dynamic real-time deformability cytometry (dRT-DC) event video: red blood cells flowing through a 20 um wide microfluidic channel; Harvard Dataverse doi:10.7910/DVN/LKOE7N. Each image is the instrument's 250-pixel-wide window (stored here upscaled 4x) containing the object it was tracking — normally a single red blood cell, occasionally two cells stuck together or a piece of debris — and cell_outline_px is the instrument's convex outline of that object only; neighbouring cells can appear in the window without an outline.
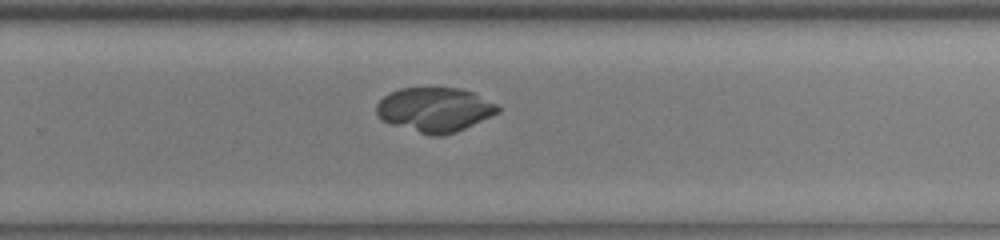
{"species": "common noctule bat (a hibernating species)", "species_latin": "Nyctalus noctula", "temperature_condition": "cold", "stored_images_in_passage": 49, "camera_frame_rate_fps": 3000, "um_per_image_px": 0.085, "animal": {"sex": "male", "body_mass_g": 13.0, "forearm_length_mm": 53.1}, "frame": {"image": 1, "passage_image": 32, "time_ms": 10.333, "image_size_px": [1000, 240], "cell_outline_px": [[500, 112], [456, 132], [444, 136], [432, 136], [392, 124], [380, 120], [376, 116], [376, 104], [388, 92], [400, 88], [460, 88], [472, 92], [500, 104]], "centroid_in_image_um": [36.95, 9.32], "position_along_channel_um": 292.8, "area_um2": 31.67}}
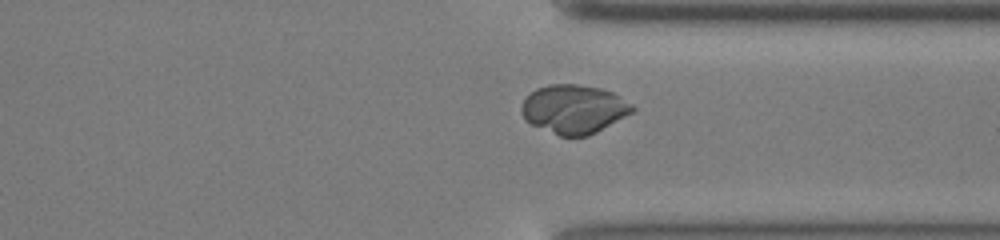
{"frame": {"image": 2, "passage_image": 37, "time_ms": 12.0, "image_size_px": [1000, 240], "cell_outline_px": [[636, 108], [632, 112], [596, 132], [588, 136], [560, 136], [532, 124], [524, 120], [520, 112], [520, 108], [524, 100], [536, 88], [548, 84], [576, 84], [600, 88], [612, 92], [620, 96], [632, 104]], "centroid_in_image_um": [48.76, 9.27], "position_along_channel_um": 362.6, "area_um2": 31.39}}
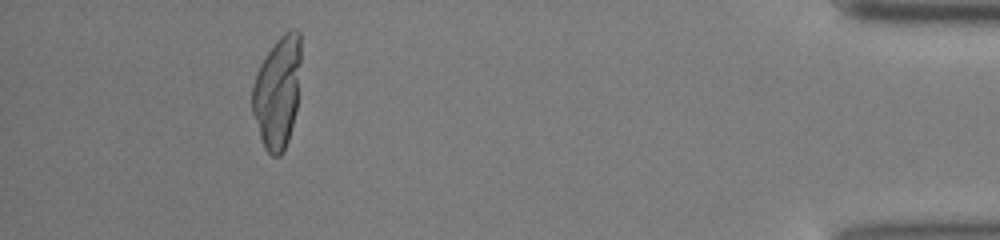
{"frame": {"image": 3, "passage_image": 45, "time_ms": 14.667, "image_size_px": [1000, 240], "cell_outline_px": [[300, 64], [296, 108], [288, 140], [284, 152], [280, 156], [272, 156], [264, 148], [252, 112], [252, 88], [256, 72], [260, 64], [276, 40], [288, 28], [296, 28], [300, 32]], "centroid_in_image_um": [23.58, 7.81], "position_along_channel_um": 411.6, "area_um2": 31.67}}